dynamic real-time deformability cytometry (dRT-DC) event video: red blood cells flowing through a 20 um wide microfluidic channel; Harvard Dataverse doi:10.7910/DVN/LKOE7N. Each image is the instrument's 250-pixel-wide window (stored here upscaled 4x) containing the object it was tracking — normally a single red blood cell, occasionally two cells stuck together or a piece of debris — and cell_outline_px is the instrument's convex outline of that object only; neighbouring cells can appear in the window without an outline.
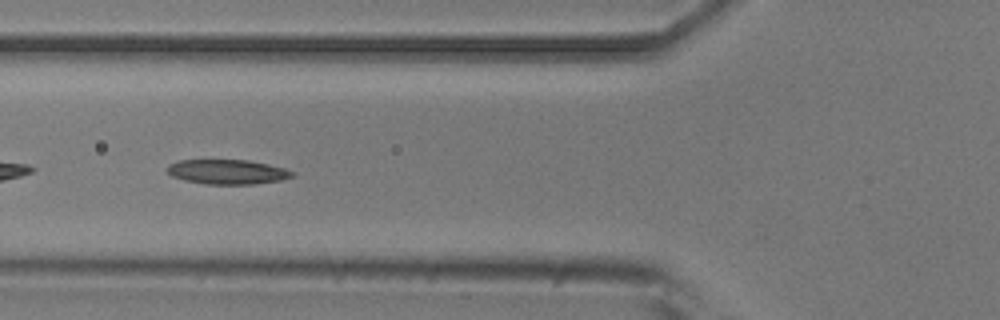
{"species": "common noctule bat (a hibernating species)", "species_latin": "Nyctalus noctula", "temperature_condition": "room temperature", "stored_images_in_passage": 14, "segment_of_instrument_passage": [1, 2], "camera_frame_rate_fps": 3000, "um_per_image_px": 0.085, "animal": {"sex": "male", "body_mass_g": 20.5, "forearm_length_mm": 52.5}, "frame": {"image": 1, "passage_image": 4, "time_ms": 4.333, "image_size_px": [1000, 320], "cell_outline_px": [[296, 176], [280, 180], [252, 184], [204, 184], [184, 180], [172, 176], [168, 172], [168, 164], [180, 160], [248, 160], [268, 164], [284, 168], [296, 172]], "centroid_in_image_um": [19.36, 14.61], "position_along_channel_um": 106.4, "area_um2": 17.98}}
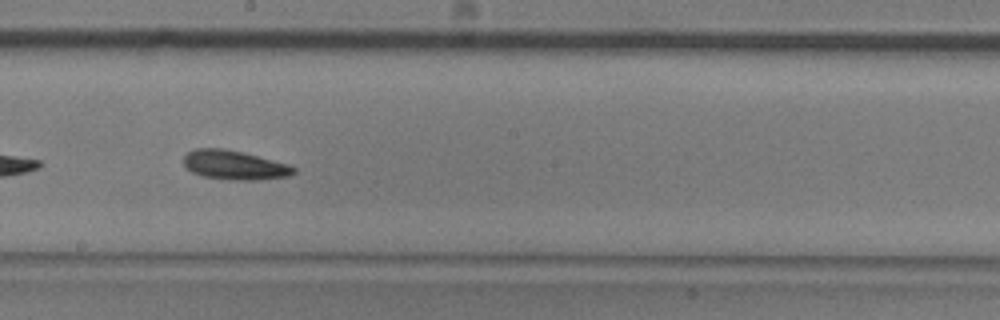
{"frame": {"image": 2, "passage_image": 7, "time_ms": 7.667, "image_size_px": [1000, 320], "cell_outline_px": [[296, 172], [288, 176], [256, 180], [232, 180], [204, 176], [192, 172], [184, 164], [184, 156], [188, 152], [196, 148], [224, 148], [288, 164], [296, 168]], "centroid_in_image_um": [19.92, 14.03], "position_along_channel_um": 228.3, "area_um2": 18.44}}
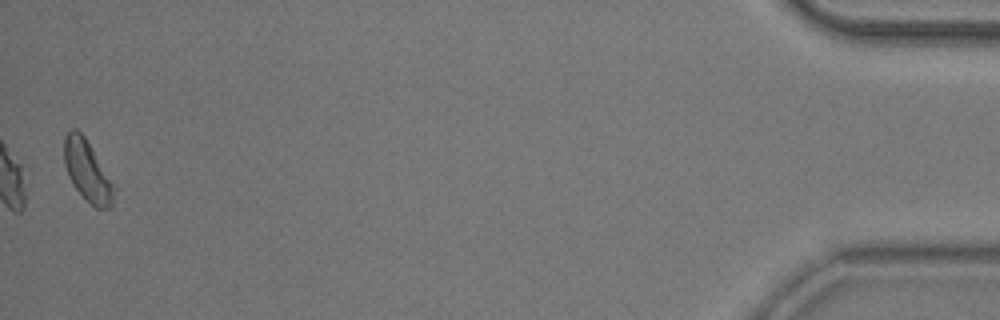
{"frame": {"image": 3, "passage_image": 13, "time_ms": 15.667, "image_size_px": [1000, 320], "cell_outline_px": [[116, 188], [112, 208], [96, 208], [72, 184], [68, 176], [64, 164], [64, 136], [72, 128], [76, 128], [84, 136]], "centroid_in_image_um": [7.42, 14.53], "position_along_channel_um": 427.8, "area_um2": 17.46}}